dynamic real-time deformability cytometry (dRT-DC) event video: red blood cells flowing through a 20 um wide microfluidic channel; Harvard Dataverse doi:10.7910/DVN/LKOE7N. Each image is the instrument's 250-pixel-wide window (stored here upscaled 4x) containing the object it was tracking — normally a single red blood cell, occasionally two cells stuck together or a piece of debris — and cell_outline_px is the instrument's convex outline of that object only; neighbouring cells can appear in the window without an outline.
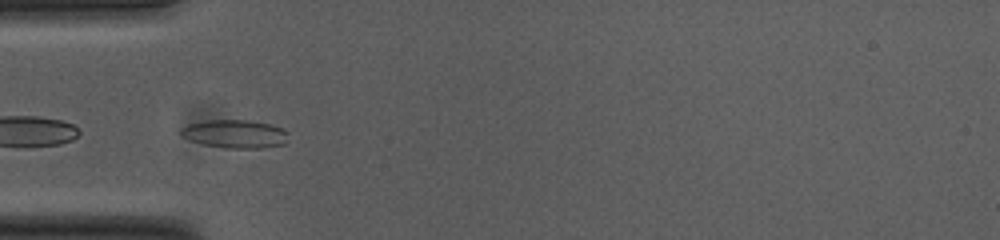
{"species": "common noctule bat (a hibernating species)", "species_latin": "Nyctalus noctula", "temperature_condition": "cold", "stored_images_in_passage": 51, "segment_of_instrument_passage": [2, 2], "camera_frame_rate_fps": 3000, "um_per_image_px": 0.085, "animal": {"sex": "female", "body_mass_g": 23.0, "forearm_length_mm": 53.4}, "frame": {"image": 1, "passage_image": 15, "time_ms": 4.667, "image_size_px": [1000, 240], "cell_outline_px": [[288, 132], [284, 144], [264, 148], [224, 148], [204, 144], [180, 136], [180, 128], [188, 124], [208, 120], [248, 120], [272, 124], [284, 128]], "centroid_in_image_um": [19.99, 11.38], "position_along_channel_um": 65.0, "area_um2": 17.8}}